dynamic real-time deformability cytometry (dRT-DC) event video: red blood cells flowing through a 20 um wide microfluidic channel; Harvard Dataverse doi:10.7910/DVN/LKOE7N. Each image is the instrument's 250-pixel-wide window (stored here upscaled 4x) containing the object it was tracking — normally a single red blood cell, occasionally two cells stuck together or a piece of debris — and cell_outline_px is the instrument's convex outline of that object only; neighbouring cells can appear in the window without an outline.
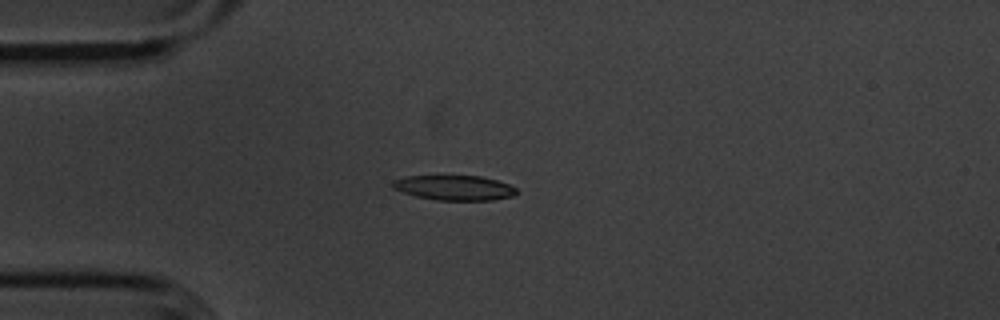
{"species": "common noctule bat (a hibernating species)", "species_latin": "Nyctalus noctula", "temperature_condition": "cold", "stored_images_in_passage": 42, "camera_frame_rate_fps": 3000, "um_per_image_px": 0.085, "animal": {"sex": "male", "body_mass_g": 20.1, "forearm_length_mm": 53.5}, "frame": {"image": 1, "passage_image": 1, "time_ms": 0.0, "image_size_px": [1000, 320], "cell_outline_px": [[516, 196], [492, 200], [436, 200], [416, 196], [404, 192], [396, 188], [392, 184], [392, 180], [404, 176], [480, 176], [496, 180], [508, 184], [516, 188]], "centroid_in_image_um": [38.65, 15.96], "position_along_channel_um": 46.4, "area_um2": 17.86}}
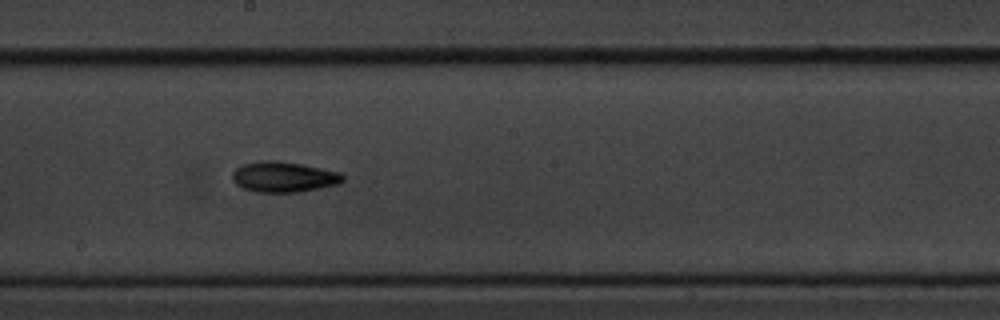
{"frame": {"image": 2, "passage_image": 17, "time_ms": 5.333, "image_size_px": [1000, 320], "cell_outline_px": [[344, 180], [340, 184], [300, 192], [256, 192], [244, 188], [236, 184], [232, 180], [232, 172], [236, 168], [244, 164], [260, 160], [276, 160], [300, 164], [340, 172], [344, 176]], "centroid_in_image_um": [24.12, 15.04], "position_along_channel_um": 224.1, "area_um2": 19.71}}
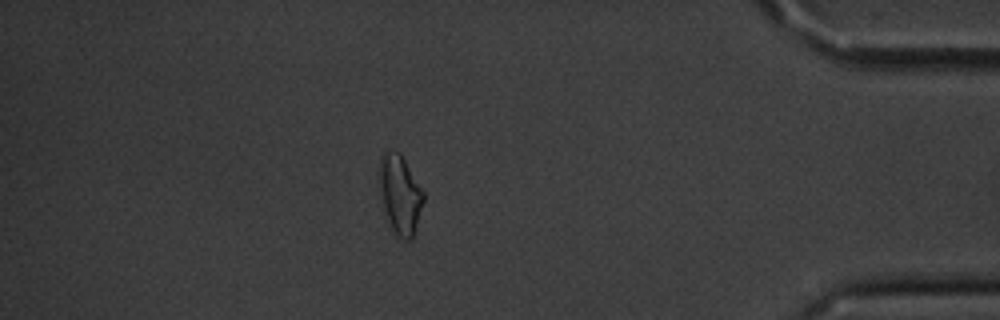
{"frame": {"image": 3, "passage_image": 35, "time_ms": 11.333, "image_size_px": [1000, 320], "cell_outline_px": [[424, 200], [412, 240], [404, 240], [396, 236], [388, 220], [384, 208], [376, 180], [376, 172], [380, 156], [384, 148], [400, 152], [424, 192]], "centroid_in_image_um": [33.95, 16.45], "position_along_channel_um": 401.3, "area_um2": 20.98}, "authors_computed_cell_mechanics": {"area_um2": 18.4382, "velocity_mm_per_s": 3.6146, "shape_relaxation_time_tau1_ms": 4.311, "shape_relaxation_time_tau2_ms": 5.7711, "deformation_change_tau1": 0.1397, "deformation_change_tau2": 0.1447}}